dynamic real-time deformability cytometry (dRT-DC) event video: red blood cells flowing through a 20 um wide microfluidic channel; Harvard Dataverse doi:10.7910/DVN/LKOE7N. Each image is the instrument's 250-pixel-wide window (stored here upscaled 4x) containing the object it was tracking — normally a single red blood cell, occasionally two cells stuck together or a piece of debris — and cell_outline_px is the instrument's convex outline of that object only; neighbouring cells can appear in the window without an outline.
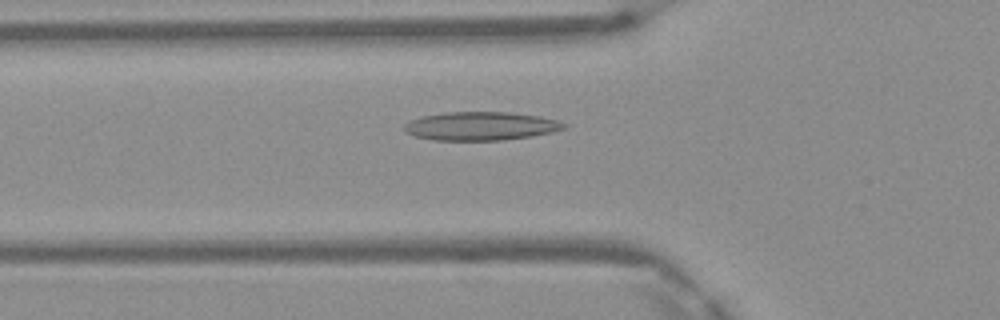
{"species": "Egyptian fruit bat (a non-hibernating species)", "species_latin": "Rousettus aegyptiacus", "temperature_condition": "warm", "stored_images_in_passage": 46, "camera_frame_rate_fps": 3000, "um_per_image_px": 0.085, "frame": {"image": 1, "passage_image": 15, "time_ms": 4.667, "image_size_px": [1000, 320], "cell_outline_px": [[568, 124], [564, 128], [552, 132], [532, 136], [500, 140], [432, 140], [416, 136], [404, 132], [404, 124], [412, 120], [424, 116], [444, 112], [508, 112], [536, 116], [556, 120]], "centroid_in_image_um": [40.84, 10.72], "position_along_channel_um": 85.0, "area_um2": 26.3}}
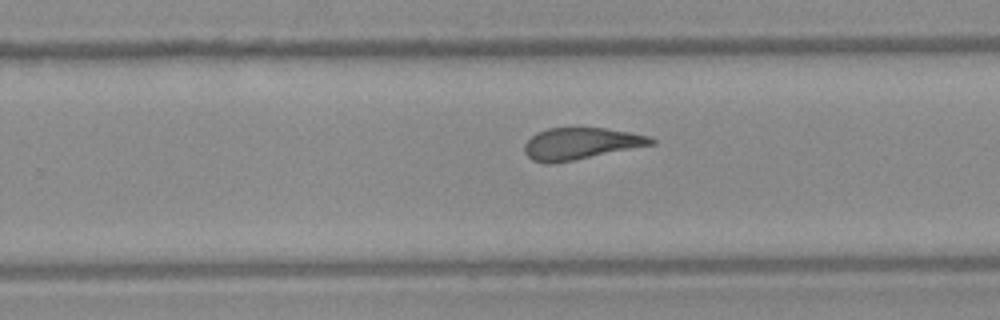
{"frame": {"image": 2, "passage_image": 29, "time_ms": 9.333, "image_size_px": [1000, 320], "cell_outline_px": [[656, 144], [556, 164], [544, 164], [532, 160], [524, 152], [524, 144], [536, 132], [548, 128], [604, 128], [632, 132], [648, 136], [656, 140]], "centroid_in_image_um": [49.36, 12.22], "position_along_channel_um": 280.4, "area_um2": 23.76}}
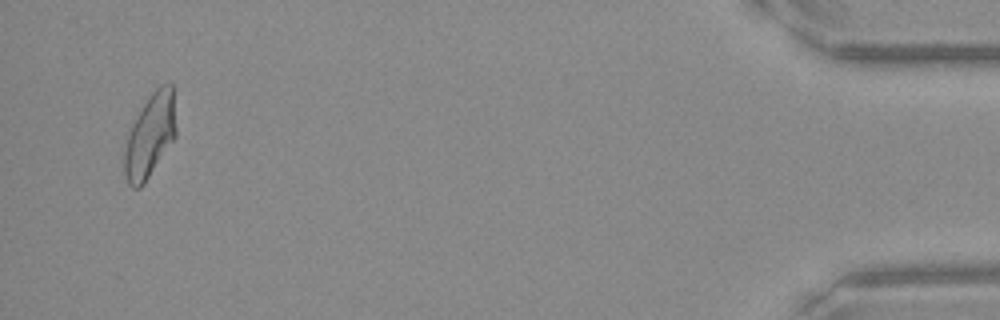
{"frame": {"image": 3, "passage_image": 45, "time_ms": 14.667, "image_size_px": [1000, 320], "cell_outline_px": [[176, 136], [144, 184], [140, 188], [132, 188], [128, 184], [124, 172], [124, 152], [128, 136], [132, 124], [148, 96], [160, 84], [172, 84], [176, 128]], "centroid_in_image_um": [12.75, 11.54], "position_along_channel_um": 422.4, "area_um2": 24.97}, "authors_computed_cell_mechanics": {"area_um2": 25.1141, "velocity_mm_per_s": 4.1781, "shape_relaxation_time_tau1_ms": null, "shape_relaxation_time_tau2_ms": 1.7431, "deformation_change_tau1": null, "deformation_change_tau2": 0.1013}}